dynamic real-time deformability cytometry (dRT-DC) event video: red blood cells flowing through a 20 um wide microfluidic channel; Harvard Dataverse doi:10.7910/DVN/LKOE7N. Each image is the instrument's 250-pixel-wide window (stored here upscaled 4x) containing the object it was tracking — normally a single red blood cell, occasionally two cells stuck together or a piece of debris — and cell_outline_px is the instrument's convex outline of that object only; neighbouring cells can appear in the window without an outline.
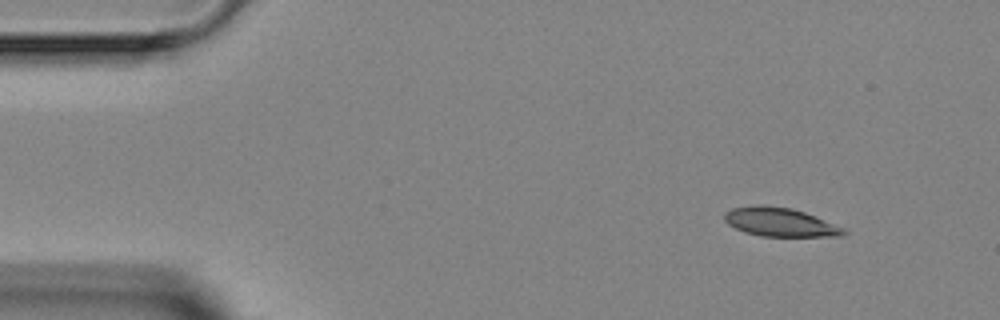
{"species": "Egyptian fruit bat (a non-hibernating species)", "species_latin": "Rousettus aegyptiacus", "temperature_condition": "room temperature", "stored_images_in_passage": 2, "camera_frame_rate_fps": 3000, "um_per_image_px": 0.085, "animal": {"sex": "female"}, "frame": {"image": 1, "passage_image": 1, "time_ms": 0.0, "image_size_px": [1000, 320], "cell_outline_px": [[848, 232], [844, 236], [760, 236], [744, 232], [728, 224], [724, 220], [724, 212], [732, 208], [752, 204], [764, 204], [792, 208], [816, 216], [844, 228]], "centroid_in_image_um": [66.28, 18.86], "position_along_channel_um": 18.7, "area_um2": 20.23}}